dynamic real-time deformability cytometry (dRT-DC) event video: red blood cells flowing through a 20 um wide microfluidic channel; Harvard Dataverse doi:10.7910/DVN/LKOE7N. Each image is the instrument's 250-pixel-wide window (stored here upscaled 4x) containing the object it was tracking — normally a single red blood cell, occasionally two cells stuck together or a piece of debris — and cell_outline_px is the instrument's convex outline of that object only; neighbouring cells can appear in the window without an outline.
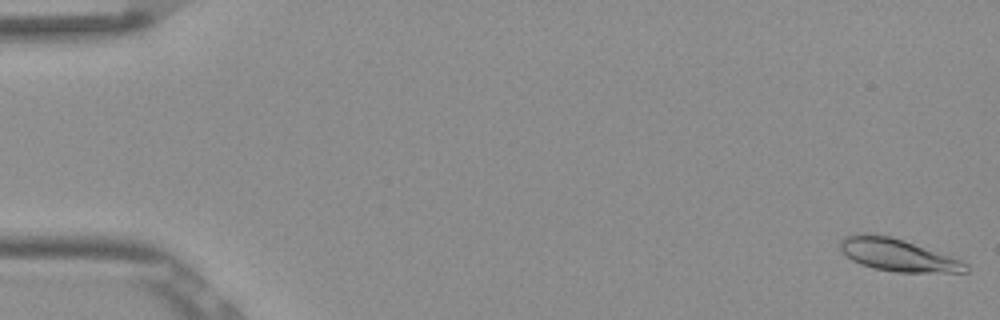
{"species": "Egyptian fruit bat (a non-hibernating species)", "species_latin": "Rousettus aegyptiacus", "temperature_condition": "room temperature", "stored_images_in_passage": 13, "camera_frame_rate_fps": 3000, "um_per_image_px": 0.085, "frame": {"image": 1, "passage_image": 1, "time_ms": 0.0, "image_size_px": [1000, 320], "cell_outline_px": [[968, 272], [896, 272], [872, 268], [860, 264], [852, 260], [840, 248], [840, 240], [848, 236], [864, 232], [888, 236], [960, 260], [968, 264]], "centroid_in_image_um": [76.26, 21.69], "position_along_channel_um": 8.7, "area_um2": 23.0}}